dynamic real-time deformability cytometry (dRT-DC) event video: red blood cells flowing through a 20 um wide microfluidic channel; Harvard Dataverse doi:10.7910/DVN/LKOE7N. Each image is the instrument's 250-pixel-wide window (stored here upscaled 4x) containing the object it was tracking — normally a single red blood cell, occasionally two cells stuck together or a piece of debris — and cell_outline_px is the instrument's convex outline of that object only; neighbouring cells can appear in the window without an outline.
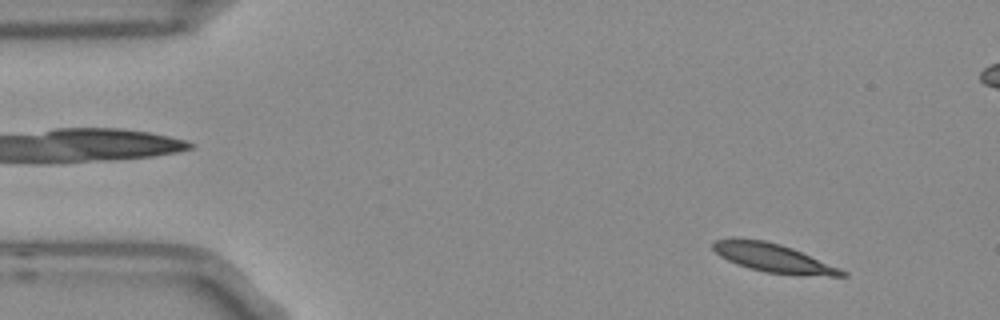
{"species": "Egyptian fruit bat (a non-hibernating species)", "species_latin": "Rousettus aegyptiacus", "temperature_condition": "room temperature", "stored_images_in_passage": 54, "camera_frame_rate_fps": 3000, "um_per_image_px": 0.085, "frame": {"image": 1, "passage_image": 5, "time_ms": 1.333, "image_size_px": [1000, 320], "cell_outline_px": [[848, 276], [828, 276], [764, 272], [748, 268], [736, 264], [720, 256], [712, 248], [712, 244], [716, 240], [764, 240], [780, 244], [792, 248], [840, 268], [848, 272]], "centroid_in_image_um": [65.77, 21.95], "position_along_channel_um": 19.2, "area_um2": 20.87}}
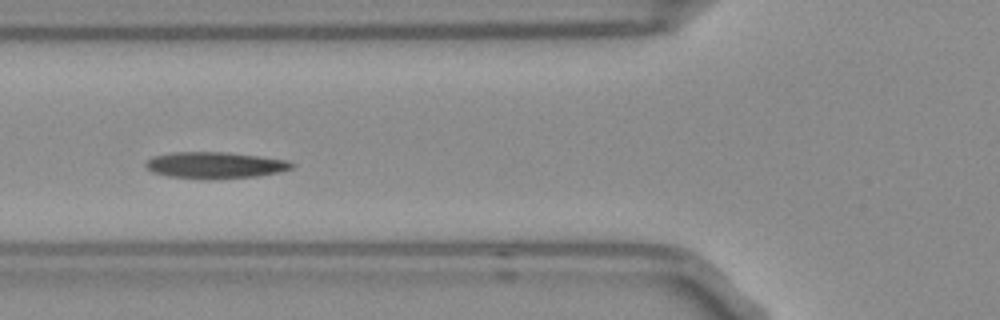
{"frame": {"image": 2, "passage_image": 19, "time_ms": 6.0, "image_size_px": [1000, 320], "cell_outline_px": [[296, 164], [292, 168], [280, 172], [256, 176], [168, 176], [152, 172], [144, 164], [152, 156], [172, 152], [224, 152], [260, 156], [288, 160]], "centroid_in_image_um": [18.31, 13.98], "position_along_channel_um": 107.5, "area_um2": 21.44}}
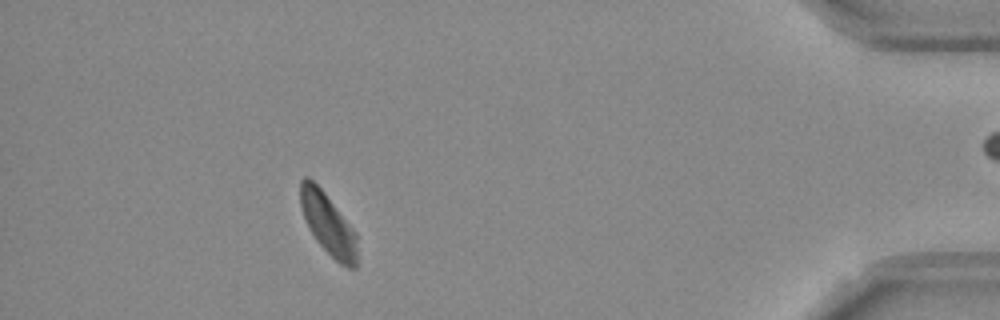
{"frame": {"image": 3, "passage_image": 48, "time_ms": 15.667, "image_size_px": [1000, 320], "cell_outline_px": [[356, 268], [348, 268], [340, 264], [316, 240], [304, 216], [300, 204], [300, 180], [304, 176], [308, 176], [324, 192], [356, 232]], "centroid_in_image_um": [27.88, 19.02], "position_along_channel_um": 407.3, "area_um2": 19.88}, "authors_computed_cell_mechanics": {"area_um2": 21.5883, "velocity_mm_per_s": 3.6941, "shape_relaxation_time_tau1_ms": 4.1196, "shape_relaxation_time_tau2_ms": null, "deformation_change_tau1": 0.1226, "deformation_change_tau2": null}}